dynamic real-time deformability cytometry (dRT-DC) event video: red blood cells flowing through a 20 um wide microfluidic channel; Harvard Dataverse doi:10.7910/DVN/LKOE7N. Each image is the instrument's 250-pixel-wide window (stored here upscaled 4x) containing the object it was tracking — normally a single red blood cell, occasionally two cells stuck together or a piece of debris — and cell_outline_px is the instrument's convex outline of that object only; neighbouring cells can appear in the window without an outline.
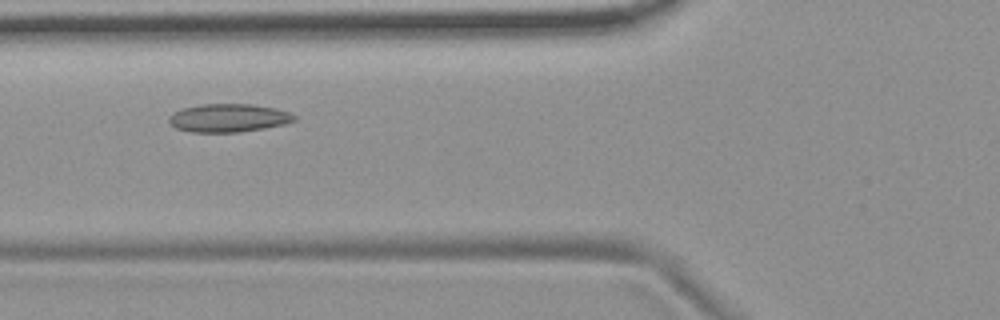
{"species": "common noctule bat (a hibernating species)", "species_latin": "Nyctalus noctula", "temperature_condition": "room temperature", "stored_images_in_passage": 48, "camera_frame_rate_fps": 3000, "um_per_image_px": 0.085, "animal": {"sex": "female", "body_mass_g": 19.9}, "frame": {"image": 1, "passage_image": 14, "time_ms": 4.333, "image_size_px": [1000, 320], "cell_outline_px": [[296, 120], [284, 124], [264, 128], [240, 132], [192, 132], [176, 128], [168, 120], [168, 116], [172, 112], [180, 108], [200, 104], [252, 104], [276, 108], [288, 112], [296, 116]], "centroid_in_image_um": [19.39, 10.01], "position_along_channel_um": 106.4, "area_um2": 20.75}}
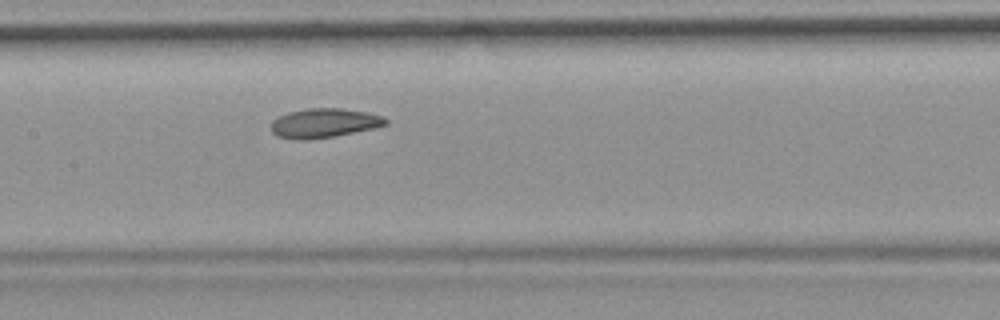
{"frame": {"image": 2, "passage_image": 20, "time_ms": 6.333, "image_size_px": [1000, 320], "cell_outline_px": [[388, 124], [372, 128], [336, 136], [300, 140], [296, 140], [276, 136], [272, 132], [272, 120], [288, 112], [308, 108], [340, 108], [368, 112], [384, 116], [388, 120]], "centroid_in_image_um": [27.55, 10.45], "position_along_channel_um": 179.8, "area_um2": 19.54}}
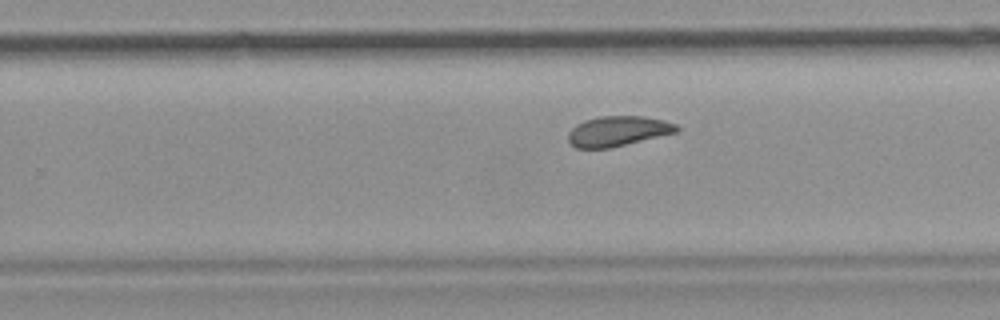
{"frame": {"image": 3, "passage_image": 28, "time_ms": 9.0, "image_size_px": [1000, 320], "cell_outline_px": [[680, 128], [676, 132], [612, 148], [576, 148], [568, 140], [568, 132], [576, 124], [584, 120], [600, 116], [644, 116], [664, 120], [676, 124]], "centroid_in_image_um": [52.51, 11.14], "position_along_channel_um": 277.3, "area_um2": 19.07}, "authors_computed_cell_mechanics": {"area_um2": 19.941, "velocity_mm_per_s": 3.6737, "shape_relaxation_time_tau1_ms": 4.2178, "shape_relaxation_time_tau2_ms": 2.5864, "deformation_change_tau1": 0.0898, "deformation_change_tau2": 0.0719}}